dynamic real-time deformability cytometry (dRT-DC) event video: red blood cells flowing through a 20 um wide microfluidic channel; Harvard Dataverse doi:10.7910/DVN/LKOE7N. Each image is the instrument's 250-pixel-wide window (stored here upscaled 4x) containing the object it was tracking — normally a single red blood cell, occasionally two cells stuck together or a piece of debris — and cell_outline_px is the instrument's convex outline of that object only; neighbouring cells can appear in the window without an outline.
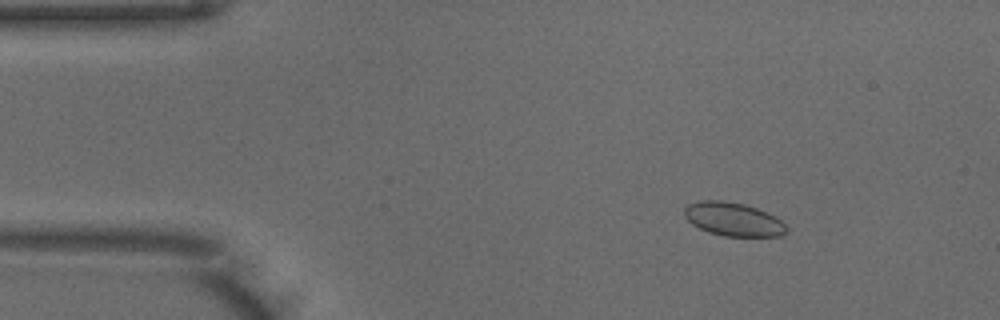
{"species": "common noctule bat (a hibernating species)", "species_latin": "Nyctalus noctula", "temperature_condition": "warm", "stored_images_in_passage": 51, "camera_frame_rate_fps": 3000, "um_per_image_px": 0.085, "animal": {"sex": "male", "body_mass_g": 18.8}, "frame": {"image": 1, "passage_image": 7, "time_ms": 2.0, "image_size_px": [1000, 320], "cell_outline_px": [[788, 232], [780, 236], [724, 236], [708, 232], [692, 224], [684, 216], [684, 208], [688, 204], [700, 200], [724, 200], [744, 204], [768, 212], [776, 216], [788, 228]], "centroid_in_image_um": [62.33, 18.63], "position_along_channel_um": 22.7, "area_um2": 20.11}}
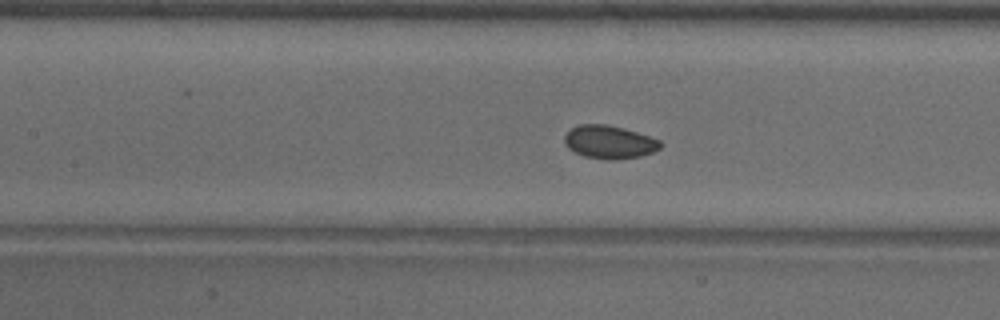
{"frame": {"image": 2, "passage_image": 22, "time_ms": 7.0, "image_size_px": [1000, 320], "cell_outline_px": [[664, 144], [660, 148], [652, 152], [640, 156], [616, 160], [608, 160], [584, 156], [568, 148], [564, 144], [564, 136], [572, 128], [580, 124], [608, 124], [624, 128], [660, 140]], "centroid_in_image_um": [51.8, 12.07], "position_along_channel_um": 155.6, "area_um2": 18.55}}
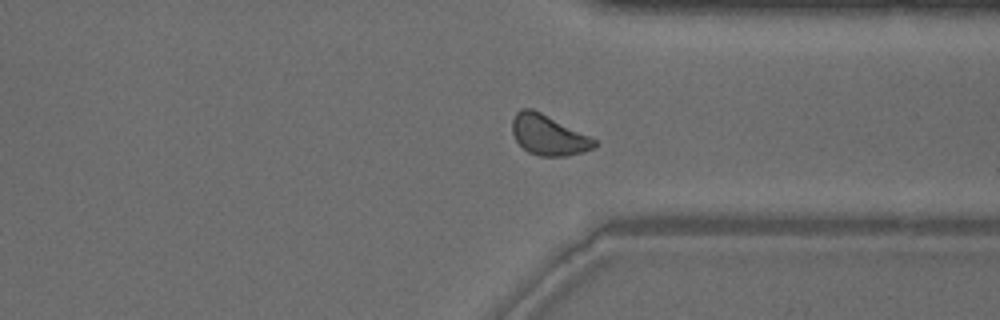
{"frame": {"image": 3, "passage_image": 38, "time_ms": 12.333, "image_size_px": [1000, 320], "cell_outline_px": [[600, 144], [584, 152], [568, 156], [540, 156], [528, 152], [516, 140], [512, 132], [512, 120], [516, 112], [524, 108], [532, 108], [600, 140]], "centroid_in_image_um": [46.68, 11.48], "position_along_channel_um": 364.7, "area_um2": 19.54}}